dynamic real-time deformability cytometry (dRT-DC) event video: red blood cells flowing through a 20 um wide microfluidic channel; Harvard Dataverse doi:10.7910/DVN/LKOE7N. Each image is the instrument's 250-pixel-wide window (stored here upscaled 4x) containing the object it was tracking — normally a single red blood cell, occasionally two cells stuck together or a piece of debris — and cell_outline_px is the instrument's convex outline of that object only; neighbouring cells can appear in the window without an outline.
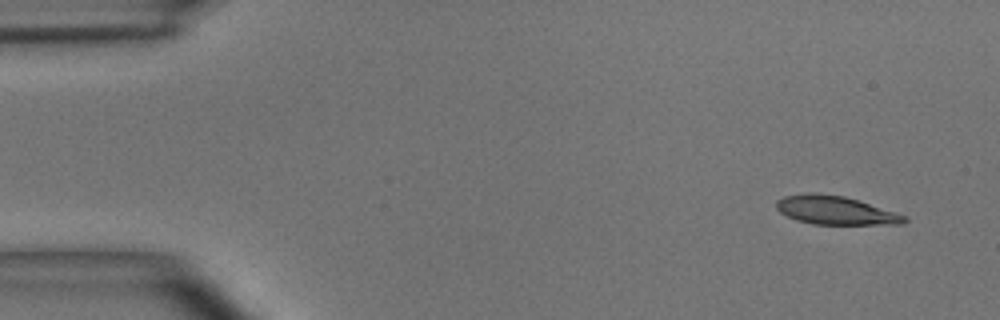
{"species": "common noctule bat (a hibernating species)", "species_latin": "Nyctalus noctula", "temperature_condition": "room temperature", "stored_images_in_passage": 5, "segment_of_instrument_passage": [1, 2], "camera_frame_rate_fps": 3000, "um_per_image_px": 0.085, "animal": {"sex": "male", "body_mass_g": 15.6}, "frame": {"image": 1, "passage_image": 1, "time_ms": 0.0, "image_size_px": [1000, 320], "cell_outline_px": [[908, 220], [904, 224], [812, 224], [796, 220], [780, 212], [776, 208], [776, 200], [784, 196], [812, 192], [816, 192], [844, 196], [896, 212], [908, 216]], "centroid_in_image_um": [71.01, 17.87], "position_along_channel_um": 14.0, "area_um2": 21.33}}